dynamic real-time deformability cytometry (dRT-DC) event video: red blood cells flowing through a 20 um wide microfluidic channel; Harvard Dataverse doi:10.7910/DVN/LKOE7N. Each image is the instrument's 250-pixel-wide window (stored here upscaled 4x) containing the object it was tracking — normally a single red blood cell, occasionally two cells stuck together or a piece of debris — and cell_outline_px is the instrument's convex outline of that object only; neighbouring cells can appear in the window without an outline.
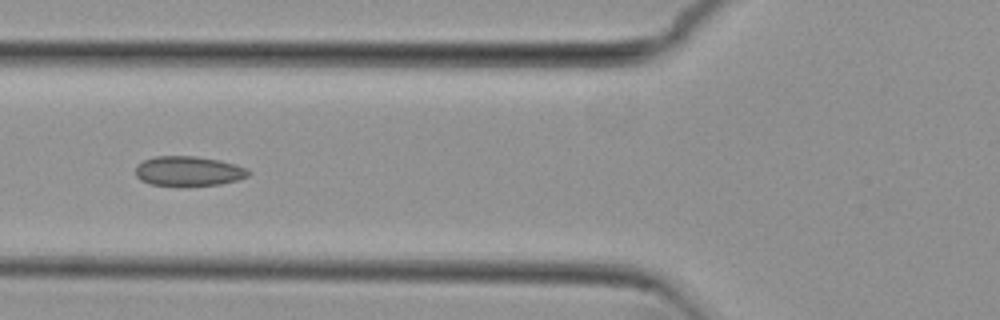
{"species": "common noctule bat (a hibernating species)", "species_latin": "Nyctalus noctula", "temperature_condition": "cold", "stored_images_in_passage": 6, "camera_frame_rate_fps": 3000, "um_per_image_px": 0.085, "animal": {"sex": "female", "body_mass_g": 29.2, "forearm_length_mm": 56.3}, "frame": {"image": 1, "passage_image": 2, "time_ms": 0.333, "image_size_px": [1000, 320], "cell_outline_px": [[252, 172], [248, 176], [236, 180], [220, 184], [184, 188], [152, 184], [140, 180], [136, 176], [136, 168], [144, 160], [156, 156], [196, 156], [220, 160], [236, 164], [248, 168]], "centroid_in_image_um": [16.06, 14.57], "position_along_channel_um": 109.7, "area_um2": 20.11}}